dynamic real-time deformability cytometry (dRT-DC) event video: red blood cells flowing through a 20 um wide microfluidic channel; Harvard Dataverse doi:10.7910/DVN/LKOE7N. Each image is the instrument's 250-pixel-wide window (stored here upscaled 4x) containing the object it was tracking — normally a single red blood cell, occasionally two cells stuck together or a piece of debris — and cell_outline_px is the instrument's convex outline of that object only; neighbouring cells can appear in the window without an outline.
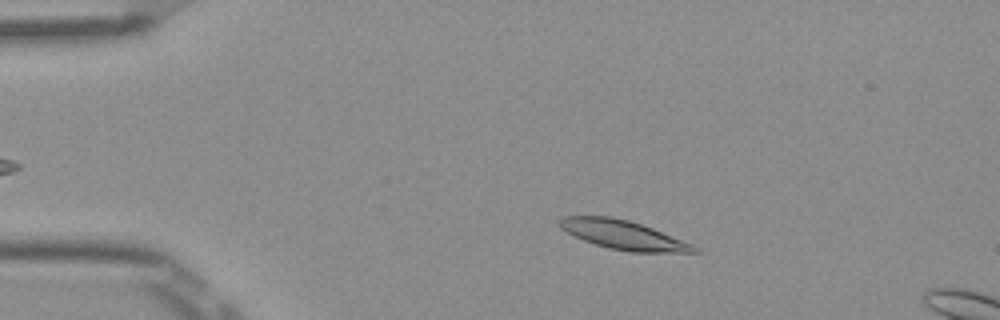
{"species": "Egyptian fruit bat (a non-hibernating species)", "species_latin": "Rousettus aegyptiacus", "temperature_condition": "room temperature", "stored_images_in_passage": 13, "camera_frame_rate_fps": 3000, "um_per_image_px": 0.085, "frame": {"image": 1, "passage_image": 8, "time_ms": 2.333, "image_size_px": [1000, 320], "cell_outline_px": [[700, 252], [632, 252], [608, 248], [584, 240], [560, 228], [560, 220], [564, 216], [612, 216], [628, 220], [652, 228], [692, 244], [700, 248]], "centroid_in_image_um": [53.0, 19.97], "position_along_channel_um": 32.0, "area_um2": 22.37}}